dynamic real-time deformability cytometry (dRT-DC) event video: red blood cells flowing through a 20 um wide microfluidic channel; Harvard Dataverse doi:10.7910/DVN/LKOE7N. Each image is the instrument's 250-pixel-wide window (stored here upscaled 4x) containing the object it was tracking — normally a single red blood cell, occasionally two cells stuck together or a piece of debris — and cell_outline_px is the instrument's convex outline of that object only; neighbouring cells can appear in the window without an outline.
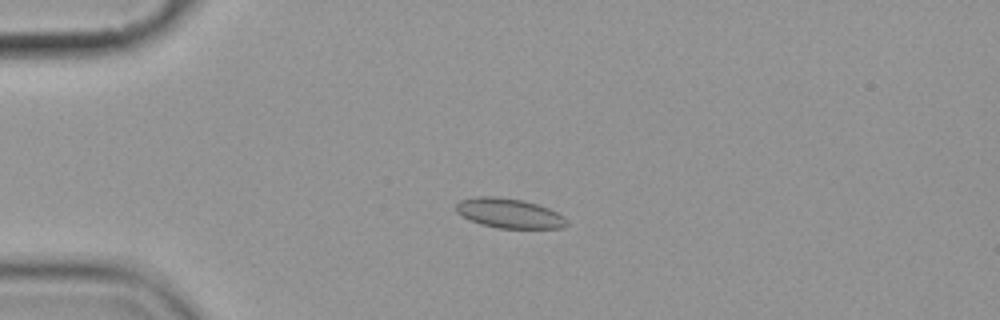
{"species": "common noctule bat (a hibernating species)", "species_latin": "Nyctalus noctula", "temperature_condition": "cold", "stored_images_in_passage": 6, "camera_frame_rate_fps": 3000, "um_per_image_px": 0.085, "animal": {"sex": "female", "body_mass_g": 19.9}, "frame": {"image": 1, "passage_image": 5, "time_ms": 4.667, "image_size_px": [1000, 320], "cell_outline_px": [[568, 224], [560, 228], [496, 228], [480, 224], [468, 220], [456, 212], [456, 204], [460, 200], [476, 196], [496, 196], [524, 200], [548, 208], [564, 216], [568, 220]], "centroid_in_image_um": [43.25, 18.12], "position_along_channel_um": 41.7, "area_um2": 19.31}}